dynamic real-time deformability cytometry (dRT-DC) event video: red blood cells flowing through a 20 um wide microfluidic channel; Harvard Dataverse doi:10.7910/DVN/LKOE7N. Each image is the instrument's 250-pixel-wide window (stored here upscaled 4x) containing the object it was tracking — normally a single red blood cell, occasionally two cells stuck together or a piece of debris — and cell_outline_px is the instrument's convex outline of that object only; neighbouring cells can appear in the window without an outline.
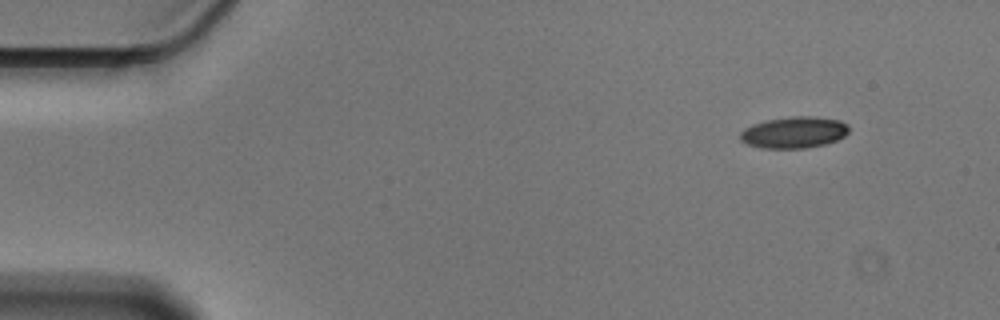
{"species": "Egyptian fruit bat (a non-hibernating species)", "species_latin": "Rousettus aegyptiacus", "temperature_condition": "cold", "stored_images_in_passage": 52, "camera_frame_rate_fps": 3000, "um_per_image_px": 0.085, "animal": {"sex": "male"}, "frame": {"image": 1, "passage_image": 1, "time_ms": 0.0, "image_size_px": [1000, 320], "cell_outline_px": [[848, 132], [844, 136], [836, 140], [824, 144], [804, 148], [760, 148], [748, 144], [740, 140], [740, 132], [744, 128], [752, 124], [768, 120], [792, 116], [816, 116], [840, 120], [848, 124]], "centroid_in_image_um": [67.48, 11.24], "position_along_channel_um": 17.5, "area_um2": 19.94}}
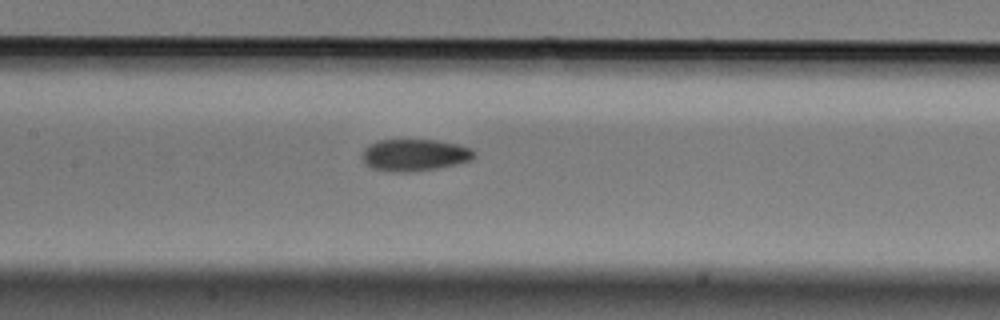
{"frame": {"image": 2, "passage_image": 22, "time_ms": 7.0, "image_size_px": [1000, 320], "cell_outline_px": [[476, 156], [468, 160], [456, 164], [436, 168], [408, 172], [392, 172], [372, 168], [364, 164], [360, 160], [360, 156], [364, 148], [368, 144], [376, 140], [436, 140], [460, 144], [472, 148], [476, 152]], "centroid_in_image_um": [35.19, 13.17], "position_along_channel_um": 172.2, "area_um2": 21.15}}
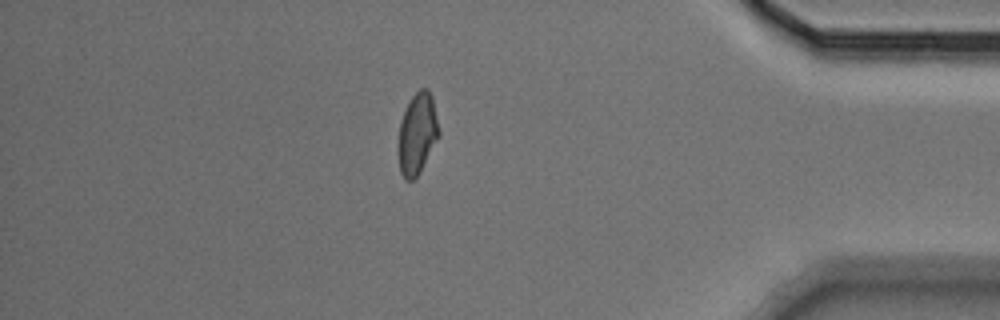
{"frame": {"image": 3, "passage_image": 44, "time_ms": 14.333, "image_size_px": [1000, 320], "cell_outline_px": [[440, 136], [420, 172], [412, 180], [404, 180], [400, 172], [396, 148], [400, 120], [412, 96], [420, 88], [428, 88], [432, 96], [440, 132]], "centroid_in_image_um": [35.45, 11.39], "position_along_channel_um": 399.8, "area_um2": 19.65}, "authors_computed_cell_mechanics": {"area_um2": 20.2878, "velocity_mm_per_s": 3.58, "shape_relaxation_time_tau1_ms": 8.9855, "shape_relaxation_time_tau2_ms": 3.5853, "deformation_change_tau1": 0.1713, "deformation_change_tau2": 0.088}}